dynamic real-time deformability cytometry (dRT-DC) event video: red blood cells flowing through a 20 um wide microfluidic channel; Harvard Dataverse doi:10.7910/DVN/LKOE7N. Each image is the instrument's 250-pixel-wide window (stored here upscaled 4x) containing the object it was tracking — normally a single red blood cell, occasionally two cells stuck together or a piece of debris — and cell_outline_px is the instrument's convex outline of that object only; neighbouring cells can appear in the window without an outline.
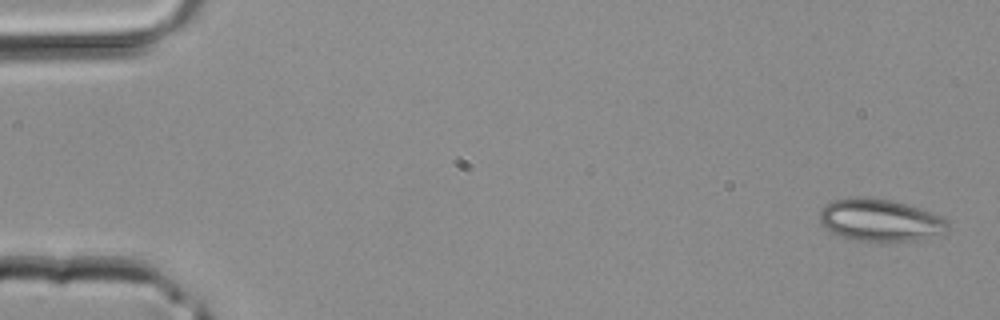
{"species": "common noctule bat (a hibernating species)", "species_latin": "Nyctalus noctula", "temperature_condition": "room temperature", "stored_images_in_passage": 39, "camera_frame_rate_fps": 3000, "um_per_image_px": 0.085, "animal": {"sex": "male", "body_mass_g": 20.4}, "frame": {"image": 1, "passage_image": 1, "time_ms": 0.0, "image_size_px": [1000, 320], "cell_outline_px": [[948, 228], [944, 232], [916, 240], [880, 244], [856, 240], [840, 236], [820, 224], [820, 208], [824, 204], [836, 200], [856, 196], [868, 196], [892, 200], [920, 208], [932, 212], [948, 220]], "centroid_in_image_um": [74.79, 18.72], "position_along_channel_um": 10.2, "area_um2": 32.19}}
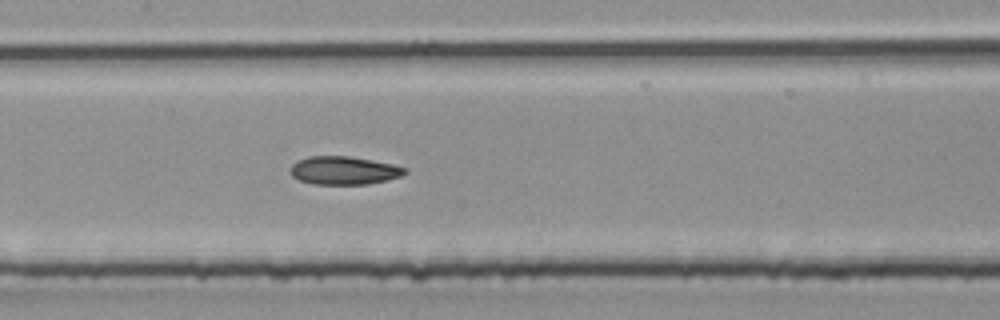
{"frame": {"image": 2, "passage_image": 19, "time_ms": 6.0, "image_size_px": [1000, 320], "cell_outline_px": [[408, 172], [400, 176], [388, 180], [368, 184], [312, 184], [300, 180], [292, 176], [292, 164], [296, 160], [308, 156], [352, 156], [392, 164], [408, 168]], "centroid_in_image_um": [29.26, 14.48], "position_along_channel_um": 178.1, "area_um2": 18.9}}
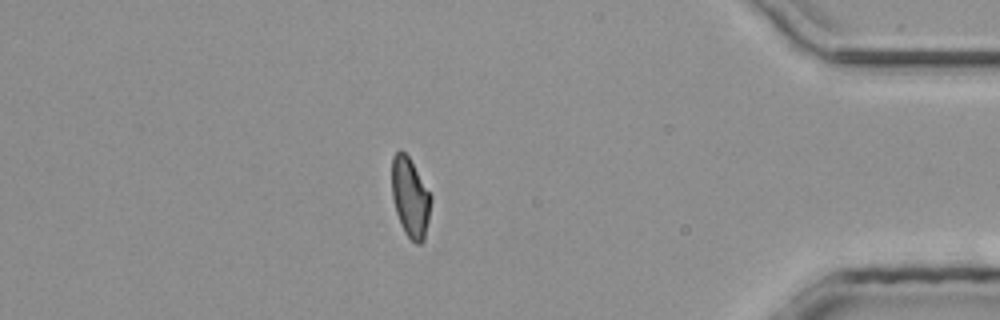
{"frame": {"image": 3, "passage_image": 34, "time_ms": 11.0, "image_size_px": [1000, 320], "cell_outline_px": [[432, 200], [424, 240], [420, 244], [416, 244], [404, 232], [400, 224], [396, 212], [392, 196], [392, 156], [400, 148], [408, 156], [432, 196]], "centroid_in_image_um": [34.86, 16.78], "position_along_channel_um": 400.3, "area_um2": 18.09}}